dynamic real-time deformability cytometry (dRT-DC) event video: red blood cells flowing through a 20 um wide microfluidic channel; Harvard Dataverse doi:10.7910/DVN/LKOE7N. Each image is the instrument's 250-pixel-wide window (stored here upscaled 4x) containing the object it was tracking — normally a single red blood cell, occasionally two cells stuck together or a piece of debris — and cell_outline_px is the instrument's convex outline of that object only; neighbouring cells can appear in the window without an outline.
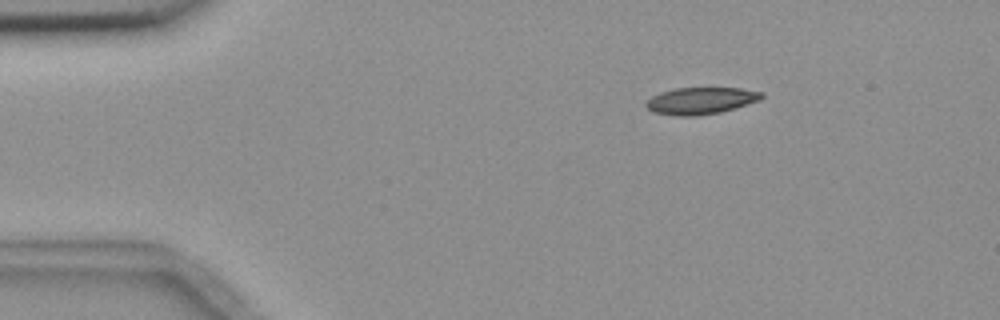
{"species": "common noctule bat (a hibernating species)", "species_latin": "Nyctalus noctula", "temperature_condition": "room temperature", "stored_images_in_passage": 3, "camera_frame_rate_fps": 3000, "um_per_image_px": 0.085, "animal": {"sex": "female", "body_mass_g": 18.4}, "frame": {"image": 1, "passage_image": 1, "time_ms": 0.0, "image_size_px": [1000, 320], "cell_outline_px": [[764, 96], [760, 100], [736, 108], [720, 112], [696, 116], [676, 116], [652, 112], [644, 104], [652, 96], [660, 92], [676, 88], [740, 88], [764, 92]], "centroid_in_image_um": [59.58, 8.56], "position_along_channel_um": 25.4, "area_um2": 18.21}}